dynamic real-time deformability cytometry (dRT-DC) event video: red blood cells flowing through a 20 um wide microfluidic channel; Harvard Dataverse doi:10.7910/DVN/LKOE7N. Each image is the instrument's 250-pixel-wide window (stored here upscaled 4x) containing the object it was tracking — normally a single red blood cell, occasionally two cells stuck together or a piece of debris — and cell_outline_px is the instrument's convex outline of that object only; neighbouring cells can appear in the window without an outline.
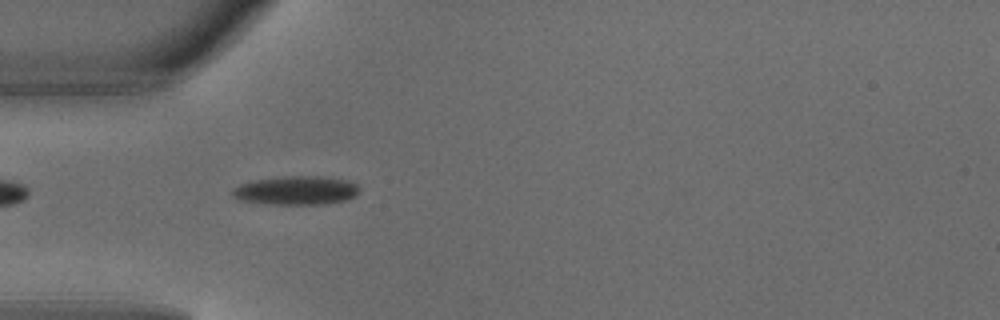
{"species": "common noctule bat (a hibernating species)", "species_latin": "Nyctalus noctula", "temperature_condition": "warm", "stored_images_in_passage": 2, "camera_frame_rate_fps": 3000, "um_per_image_px": 0.085, "animal": {"sex": "male", "body_mass_g": 18.8}, "frame": {"image": 1, "passage_image": 1, "time_ms": 0.0, "image_size_px": [1000, 320], "cell_outline_px": [[360, 192], [356, 196], [344, 200], [324, 204], [264, 204], [236, 200], [232, 196], [232, 188], [240, 184], [256, 180], [288, 176], [320, 176], [348, 180], [356, 184], [360, 188]], "centroid_in_image_um": [25.16, 16.19], "position_along_channel_um": 59.8, "area_um2": 21.44}}
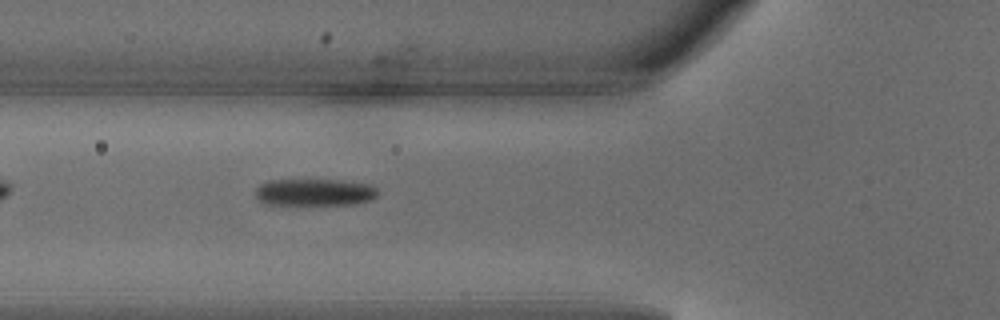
{"frame": {"image": 2, "passage_image": 2, "time_ms": 0.333, "image_size_px": [1000, 320], "cell_outline_px": [[376, 196], [372, 200], [348, 204], [264, 204], [256, 196], [256, 188], [260, 184], [268, 180], [340, 180], [372, 184], [376, 188]], "centroid_in_image_um": [26.73, 16.33], "position_along_channel_um": 99.1, "area_um2": 19.13}}